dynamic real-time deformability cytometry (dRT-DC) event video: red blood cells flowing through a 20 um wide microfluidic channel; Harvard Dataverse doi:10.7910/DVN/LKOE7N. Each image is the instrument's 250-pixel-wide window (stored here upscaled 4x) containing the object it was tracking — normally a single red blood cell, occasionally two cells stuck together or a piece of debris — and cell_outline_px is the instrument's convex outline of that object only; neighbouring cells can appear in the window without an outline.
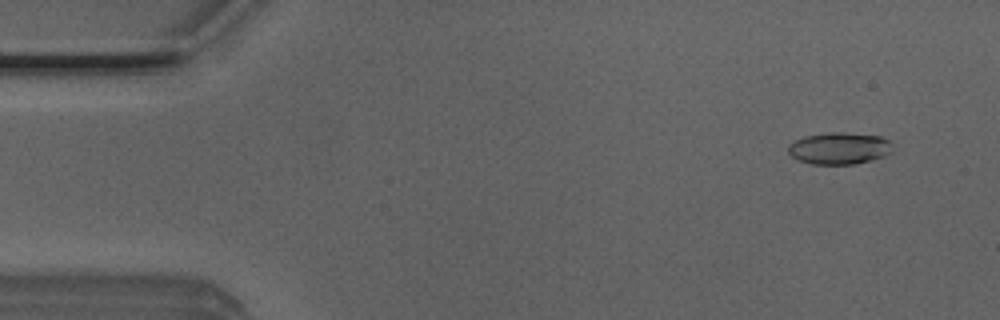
{"species": "Egyptian fruit bat (a non-hibernating species)", "species_latin": "Rousettus aegyptiacus", "temperature_condition": "room temperature", "stored_images_in_passage": 51, "camera_frame_rate_fps": 3000, "um_per_image_px": 0.085, "animal": {"sex": "male"}, "frame": {"image": 1, "passage_image": 4, "time_ms": 1.0, "image_size_px": [1000, 320], "cell_outline_px": [[892, 144], [888, 152], [884, 156], [872, 160], [856, 164], [812, 164], [796, 160], [788, 152], [788, 144], [804, 136], [828, 132], [844, 132], [880, 136], [888, 140]], "centroid_in_image_um": [71.29, 12.6], "position_along_channel_um": 13.7, "area_um2": 19.42}}
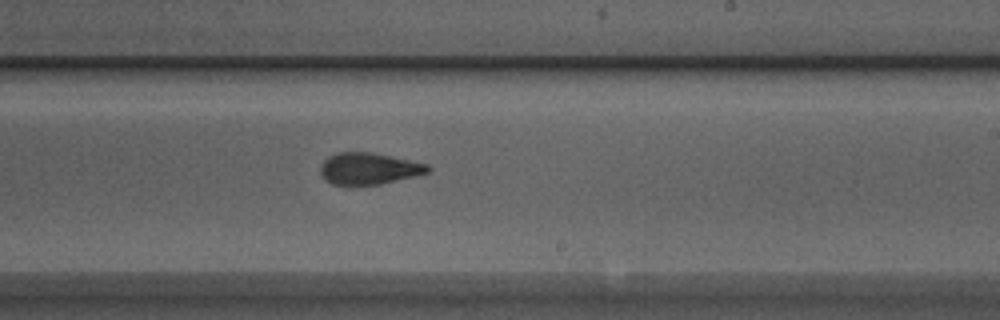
{"frame": {"image": 2, "passage_image": 30, "time_ms": 9.667, "image_size_px": [1000, 320], "cell_outline_px": [[432, 168], [428, 172], [380, 184], [332, 184], [324, 180], [320, 176], [320, 164], [328, 156], [336, 152], [372, 152], [428, 164]], "centroid_in_image_um": [31.29, 14.31], "position_along_channel_um": 257.7, "area_um2": 19.71}}
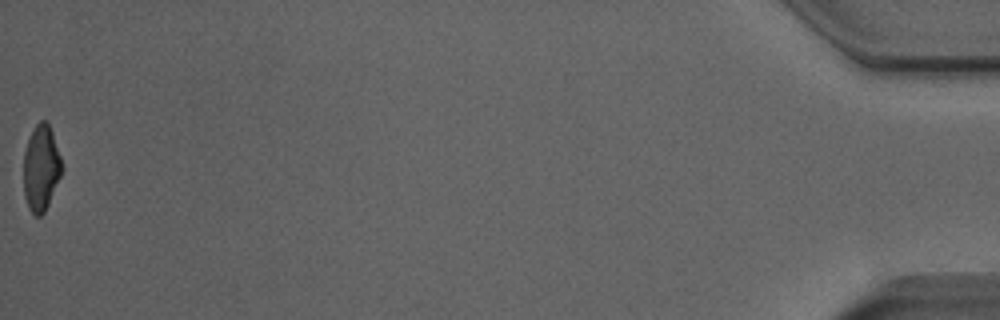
{"frame": {"image": 3, "passage_image": 51, "time_ms": 16.667, "image_size_px": [1000, 320], "cell_outline_px": [[64, 168], [48, 204], [44, 212], [40, 216], [36, 216], [28, 208], [24, 196], [24, 152], [28, 140], [36, 124], [40, 120], [48, 120]], "centroid_in_image_um": [3.5, 14.27], "position_along_channel_um": 431.7, "area_um2": 19.07}, "authors_computed_cell_mechanics": {"area_um2": 20.1144, "velocity_mm_per_s": 4.0317, "shape_relaxation_time_tau1_ms": 6.3334, "shape_relaxation_time_tau2_ms": 1.6895, "deformation_change_tau1": 0.1807, "deformation_change_tau2": 0.0853}}